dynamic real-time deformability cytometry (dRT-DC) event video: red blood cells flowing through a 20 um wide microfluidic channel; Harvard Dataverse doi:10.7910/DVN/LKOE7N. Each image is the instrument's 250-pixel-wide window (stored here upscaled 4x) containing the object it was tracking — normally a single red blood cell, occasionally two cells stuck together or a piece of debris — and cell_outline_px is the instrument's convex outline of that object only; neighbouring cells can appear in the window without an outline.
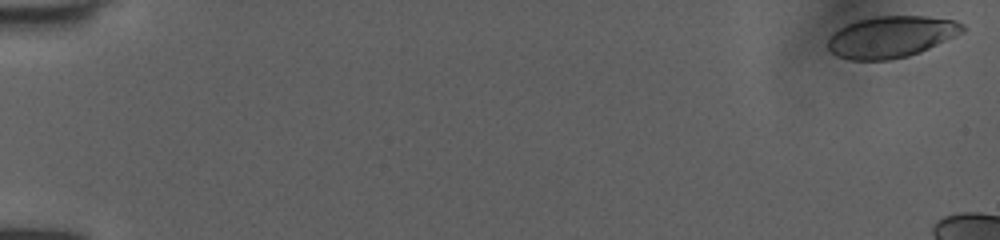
{"species": "human", "species_latin": "Homo sapiens", "temperature_condition": "room temperature", "stored_images_in_passage": 13, "camera_frame_rate_fps": 3000, "um_per_image_px": 0.085, "donor": {"sex": "female"}, "frame": {"image": 1, "passage_image": 1, "time_ms": 0.0, "image_size_px": [1000, 240], "cell_outline_px": [[964, 32], [956, 36], [920, 52], [908, 56], [888, 60], [848, 60], [836, 56], [828, 48], [828, 40], [840, 28], [856, 20], [876, 16], [924, 16], [956, 20], [964, 24]], "centroid_in_image_um": [75.78, 3.13], "position_along_channel_um": 9.2, "area_um2": 32.54}}